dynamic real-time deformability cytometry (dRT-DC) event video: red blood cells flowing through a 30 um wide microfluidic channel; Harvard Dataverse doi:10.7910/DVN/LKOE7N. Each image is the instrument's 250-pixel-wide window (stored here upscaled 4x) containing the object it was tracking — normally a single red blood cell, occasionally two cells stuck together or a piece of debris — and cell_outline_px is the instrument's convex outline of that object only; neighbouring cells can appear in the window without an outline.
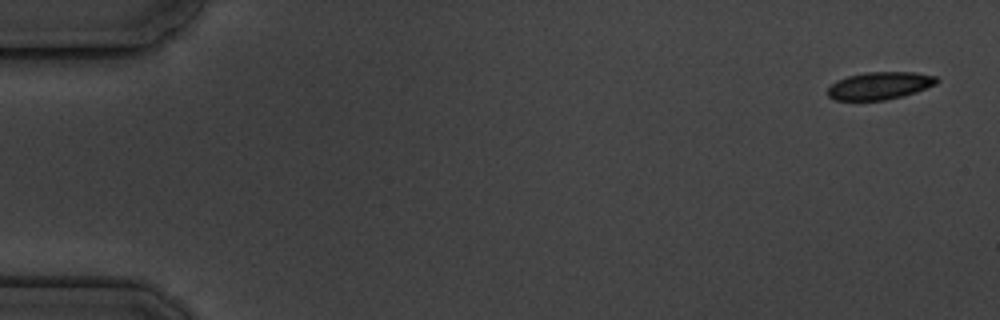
{"species": "common noctule bat (a hibernating species)", "species_latin": "Nyctalus noctula", "temperature_condition": "cold", "stored_images_in_passage": 5, "camera_frame_rate_fps": 3000, "um_per_image_px": 0.085, "animal": {"sex": "male", "body_mass_g": 19.5, "forearm_length_mm": 54.6}, "frame": {"image": 1, "passage_image": 1, "time_ms": 0.0, "image_size_px": [1000, 320], "cell_outline_px": [[940, 80], [936, 84], [916, 92], [904, 96], [884, 100], [836, 100], [828, 96], [828, 88], [836, 80], [848, 76], [864, 72], [916, 72], [936, 76]], "centroid_in_image_um": [74.8, 7.27], "position_along_channel_um": 10.2, "area_um2": 17.57}}
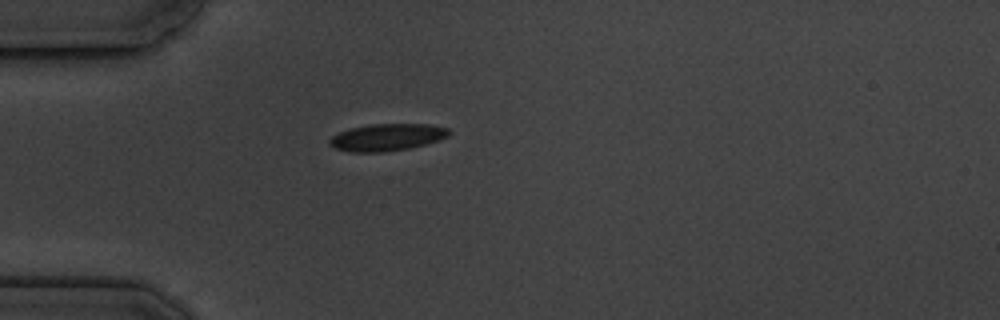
{"frame": {"image": 2, "passage_image": 5, "time_ms": 4.667, "image_size_px": [1000, 320], "cell_outline_px": [[452, 132], [448, 136], [440, 140], [408, 148], [384, 152], [348, 152], [332, 148], [328, 144], [328, 140], [332, 136], [340, 132], [352, 128], [372, 124], [428, 124], [448, 128]], "centroid_in_image_um": [32.88, 11.67], "position_along_channel_um": 52.1, "area_um2": 18.9}}